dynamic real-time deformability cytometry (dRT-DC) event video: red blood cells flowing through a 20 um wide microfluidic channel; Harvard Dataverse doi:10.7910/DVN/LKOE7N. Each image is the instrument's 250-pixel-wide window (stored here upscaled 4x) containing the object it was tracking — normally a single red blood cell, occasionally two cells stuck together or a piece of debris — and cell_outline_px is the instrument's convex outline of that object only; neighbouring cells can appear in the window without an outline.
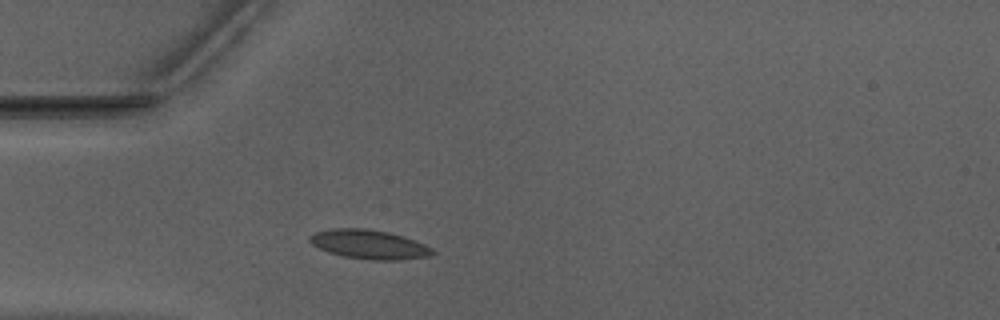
{"species": "Egyptian fruit bat (a non-hibernating species)", "species_latin": "Rousettus aegyptiacus", "temperature_condition": "warm", "stored_images_in_passage": 36, "camera_frame_rate_fps": 3000, "um_per_image_px": 0.085, "animal": {"sex": "male"}, "frame": {"image": 1, "passage_image": 1, "time_ms": 0.0, "image_size_px": [1000, 320], "cell_outline_px": [[436, 252], [428, 256], [400, 260], [372, 260], [344, 256], [328, 252], [312, 244], [308, 240], [308, 236], [316, 232], [332, 228], [368, 228], [388, 232], [424, 244], [432, 248]], "centroid_in_image_um": [31.35, 20.77], "position_along_channel_um": 53.7, "area_um2": 20.69}}
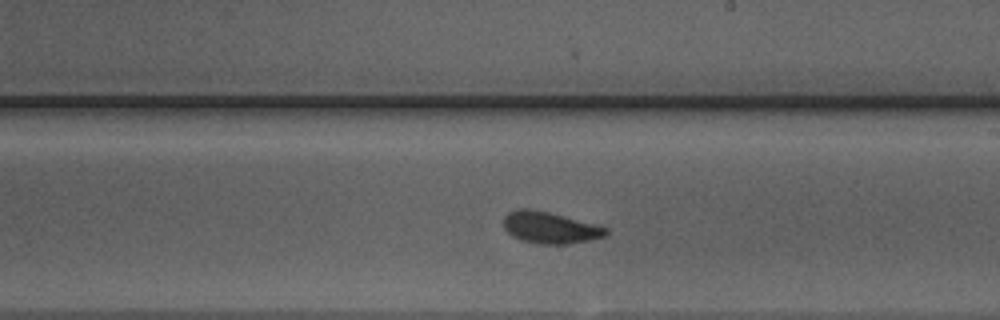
{"frame": {"image": 2, "passage_image": 16, "time_ms": 5.0, "image_size_px": [1000, 320], "cell_outline_px": [[608, 232], [604, 236], [588, 240], [568, 244], [540, 244], [520, 240], [512, 236], [504, 228], [504, 216], [508, 212], [516, 208], [528, 208], [548, 212], [608, 228]], "centroid_in_image_um": [46.69, 19.35], "position_along_channel_um": 242.3, "area_um2": 18.67}}
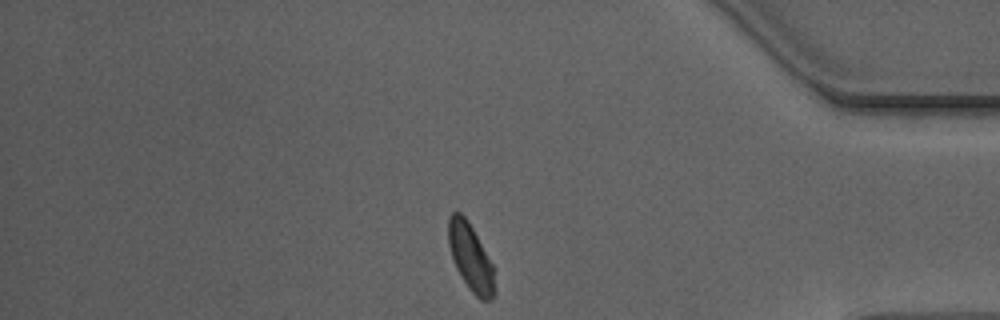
{"frame": {"image": 3, "passage_image": 30, "time_ms": 9.667, "image_size_px": [1000, 320], "cell_outline_px": [[496, 292], [492, 300], [480, 300], [468, 288], [460, 276], [456, 268], [448, 244], [448, 216], [452, 212], [460, 212], [468, 220], [492, 264]], "centroid_in_image_um": [39.99, 21.89], "position_along_channel_um": 395.2, "area_um2": 18.09}}